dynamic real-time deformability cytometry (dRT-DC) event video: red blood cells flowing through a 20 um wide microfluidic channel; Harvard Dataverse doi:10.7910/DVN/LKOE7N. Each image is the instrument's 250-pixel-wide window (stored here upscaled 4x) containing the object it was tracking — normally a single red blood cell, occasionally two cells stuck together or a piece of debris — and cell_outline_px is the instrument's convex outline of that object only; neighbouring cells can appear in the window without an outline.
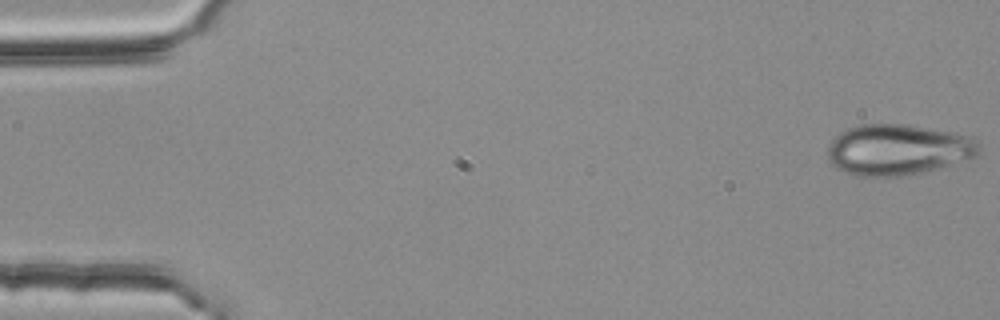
{"species": "common noctule bat (a hibernating species)", "species_latin": "Nyctalus noctula", "temperature_condition": "room temperature", "stored_images_in_passage": 54, "camera_frame_rate_fps": 3000, "um_per_image_px": 0.085, "animal": {"sex": "female", "body_mass_g": 25.1}, "frame": {"image": 1, "passage_image": 1, "time_ms": 0.0, "image_size_px": [1000, 320], "cell_outline_px": [[980, 156], [976, 160], [944, 168], [900, 176], [856, 176], [836, 168], [828, 160], [828, 144], [840, 132], [848, 128], [860, 124], [908, 124], [952, 132], [968, 136], [980, 144]], "centroid_in_image_um": [76.4, 12.74], "position_along_channel_um": 8.6, "area_um2": 45.72}}
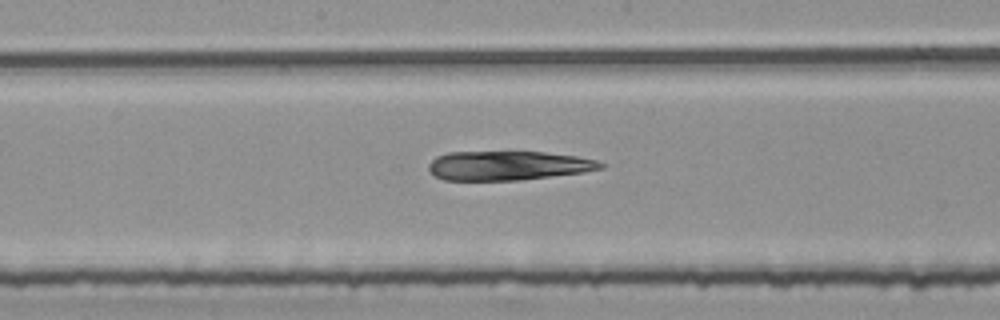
{"frame": {"image": 2, "passage_image": 28, "time_ms": 9.0, "image_size_px": [1000, 320], "cell_outline_px": [[604, 168], [584, 172], [520, 180], [444, 180], [432, 176], [428, 172], [428, 164], [436, 156], [448, 152], [544, 152], [576, 156], [596, 160], [604, 164]], "centroid_in_image_um": [43.13, 14.08], "position_along_channel_um": 205.1, "area_um2": 29.42}}
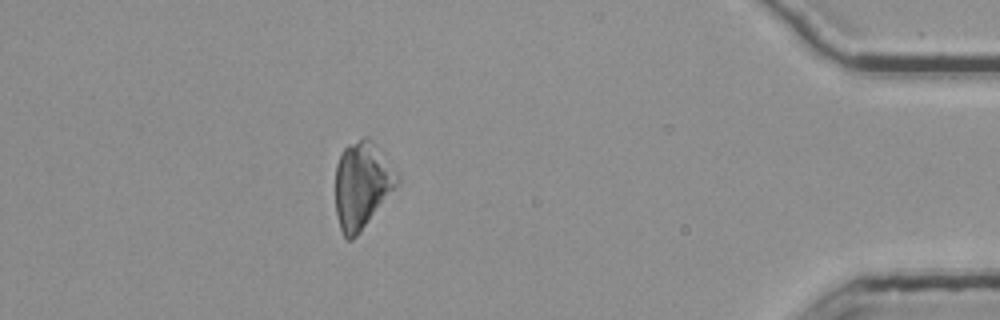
{"frame": {"image": 3, "passage_image": 48, "time_ms": 15.667, "image_size_px": [1000, 320], "cell_outline_px": [[400, 180], [360, 232], [352, 240], [348, 240], [344, 236], [340, 228], [336, 216], [336, 164], [340, 152], [348, 144], [364, 136], [368, 136], [372, 140]], "centroid_in_image_um": [30.71, 15.72], "position_along_channel_um": 404.5, "area_um2": 30.52}}